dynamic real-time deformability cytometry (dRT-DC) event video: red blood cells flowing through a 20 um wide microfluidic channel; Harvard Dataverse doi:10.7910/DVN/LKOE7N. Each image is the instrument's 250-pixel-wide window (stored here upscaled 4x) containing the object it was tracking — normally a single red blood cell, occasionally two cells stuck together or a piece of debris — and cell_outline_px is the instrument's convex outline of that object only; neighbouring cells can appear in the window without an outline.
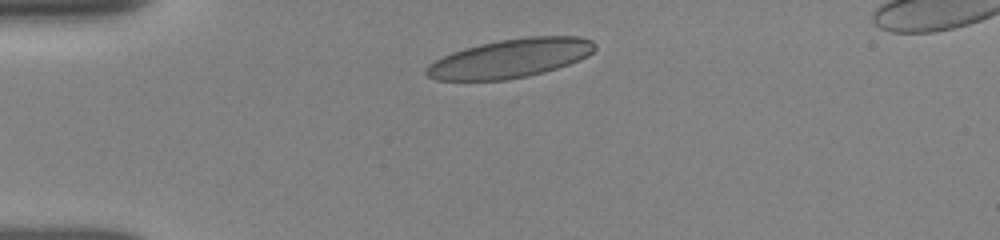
{"species": "human", "species_latin": "Homo sapiens", "temperature_condition": "room temperature", "stored_images_in_passage": 35, "camera_frame_rate_fps": 3000, "um_per_image_px": 0.085, "donor": {"sex": "female"}, "frame": {"image": 1, "passage_image": 1, "time_ms": 0.0, "image_size_px": [1000, 240], "cell_outline_px": [[596, 48], [588, 56], [580, 60], [544, 72], [528, 76], [508, 80], [436, 80], [428, 76], [424, 72], [424, 68], [428, 64], [452, 52], [464, 48], [480, 44], [500, 40], [528, 36], [580, 36], [592, 40], [596, 44]], "centroid_in_image_um": [43.39, 4.96], "position_along_channel_um": 41.6, "area_um2": 38.21}}
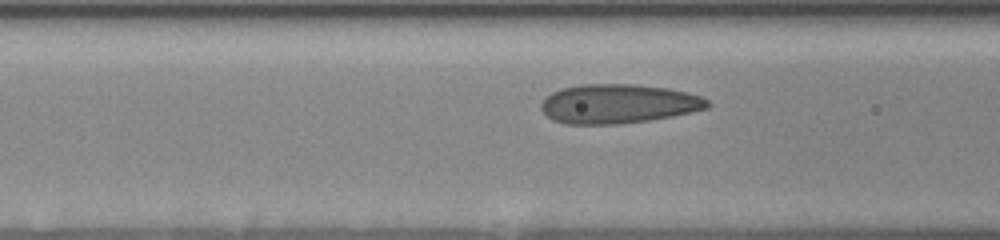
{"frame": {"image": 2, "passage_image": 18, "time_ms": 2.667, "image_size_px": [1000, 240], "cell_outline_px": [[712, 104], [708, 108], [672, 116], [648, 120], [620, 124], [568, 124], [552, 120], [540, 108], [540, 104], [552, 92], [564, 88], [580, 84], [636, 84], [668, 88], [688, 92], [700, 96], [708, 100]], "centroid_in_image_um": [52.57, 8.82], "position_along_channel_um": 114.0, "area_um2": 38.03}}
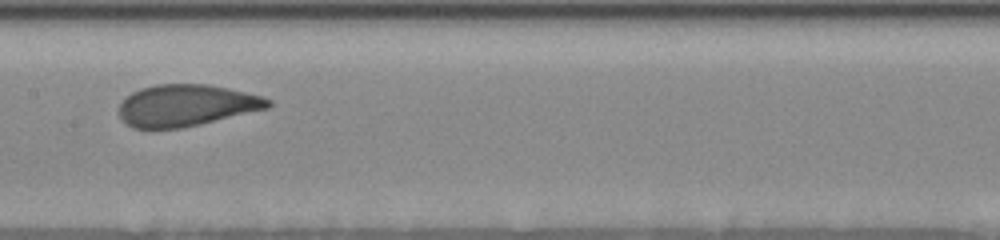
{"frame": {"image": 3, "passage_image": 34, "time_ms": 4.667, "image_size_px": [1000, 240], "cell_outline_px": [[272, 104], [268, 108], [184, 128], [132, 128], [120, 116], [120, 104], [132, 92], [140, 88], [156, 84], [208, 84], [228, 88], [264, 96], [272, 100]], "centroid_in_image_um": [15.87, 8.95], "position_along_channel_um": 191.5, "area_um2": 36.13}}